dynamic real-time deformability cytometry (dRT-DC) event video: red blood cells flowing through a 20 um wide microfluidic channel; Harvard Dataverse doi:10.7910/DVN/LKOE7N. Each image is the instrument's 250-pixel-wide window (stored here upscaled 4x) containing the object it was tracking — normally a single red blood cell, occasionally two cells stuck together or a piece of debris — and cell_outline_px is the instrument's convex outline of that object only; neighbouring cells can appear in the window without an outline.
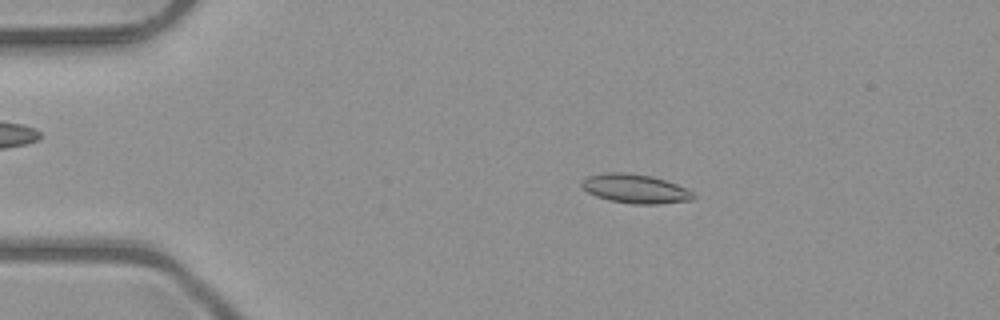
{"species": "common noctule bat (a hibernating species)", "species_latin": "Nyctalus noctula", "temperature_condition": "room temperature", "stored_images_in_passage": 51, "camera_frame_rate_fps": 3000, "um_per_image_px": 0.085, "animal": {"sex": "male", "body_mass_g": 23.1, "forearm_length_mm": 52.7}, "frame": {"image": 1, "passage_image": 10, "time_ms": 3.0, "image_size_px": [1000, 320], "cell_outline_px": [[696, 200], [660, 204], [632, 204], [608, 200], [596, 196], [588, 192], [580, 184], [588, 176], [604, 172], [624, 172], [652, 176], [676, 184], [692, 192], [696, 196]], "centroid_in_image_um": [54.02, 16.05], "position_along_channel_um": 31.0, "area_um2": 18.96}}
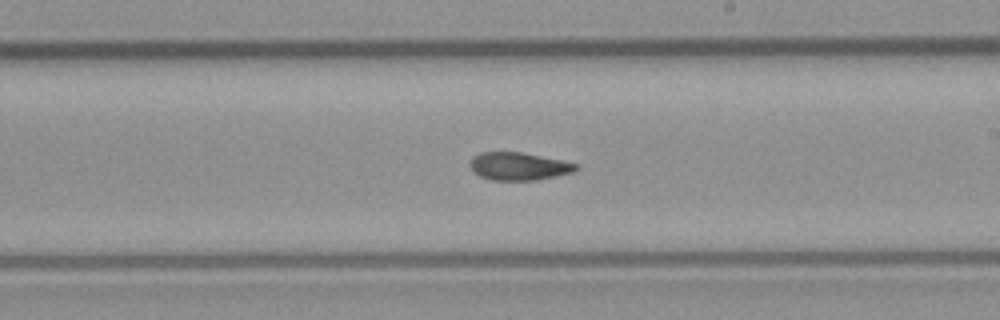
{"frame": {"image": 2, "passage_image": 30, "time_ms": 9.667, "image_size_px": [1000, 320], "cell_outline_px": [[580, 168], [572, 172], [556, 176], [536, 180], [492, 180], [480, 176], [472, 168], [472, 160], [480, 152], [520, 152], [560, 160], [576, 164]], "centroid_in_image_um": [44.13, 14.14], "position_along_channel_um": 244.9, "area_um2": 16.7}}
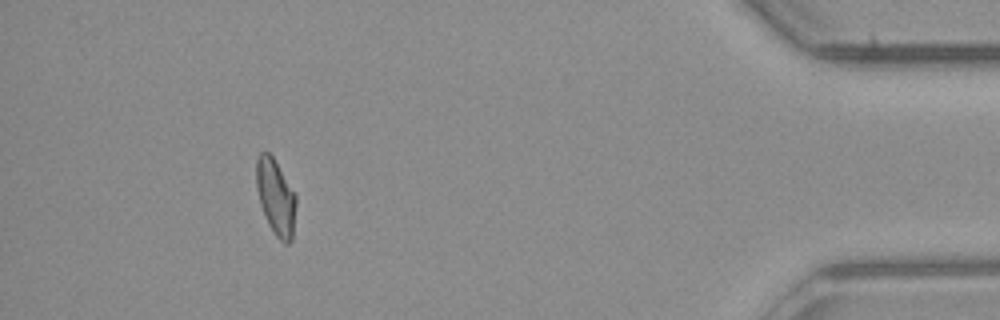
{"frame": {"image": 3, "passage_image": 47, "time_ms": 15.333, "image_size_px": [1000, 320], "cell_outline_px": [[296, 204], [292, 240], [288, 244], [284, 244], [276, 236], [268, 224], [260, 204], [256, 188], [256, 156], [260, 152], [268, 152], [272, 156], [296, 196]], "centroid_in_image_um": [23.42, 16.77], "position_along_channel_um": 411.8, "area_um2": 17.46}, "authors_computed_cell_mechanics": {"area_um2": 17.8024, "velocity_mm_per_s": 4.0287, "shape_relaxation_time_tau1_ms": null, "shape_relaxation_time_tau2_ms": 2.2511, "deformation_change_tau1": null, "deformation_change_tau2": 0.0779}}